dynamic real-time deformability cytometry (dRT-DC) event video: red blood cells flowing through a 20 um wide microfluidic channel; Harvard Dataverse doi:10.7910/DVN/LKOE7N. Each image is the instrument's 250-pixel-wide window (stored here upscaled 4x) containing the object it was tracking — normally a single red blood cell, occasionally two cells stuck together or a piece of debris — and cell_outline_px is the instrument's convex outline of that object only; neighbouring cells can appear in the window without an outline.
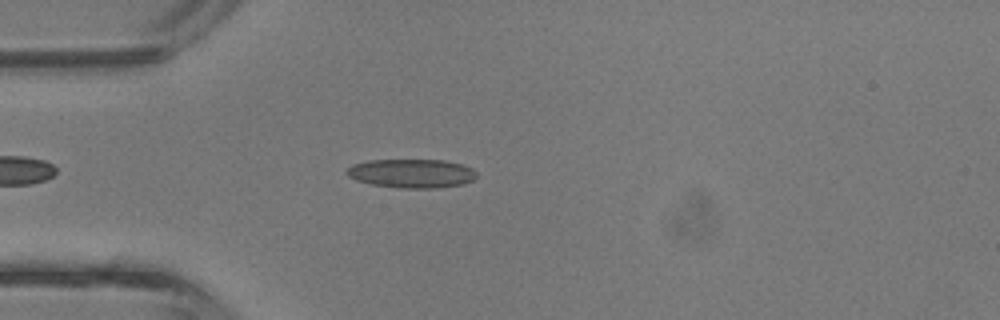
{"species": "common noctule bat (a hibernating species)", "species_latin": "Nyctalus noctula", "temperature_condition": "room temperature", "stored_images_in_passage": 30, "camera_frame_rate_fps": 3000, "um_per_image_px": 0.085, "animal": {"sex": "male", "body_mass_g": 13.3}, "frame": {"image": 1, "passage_image": 1, "time_ms": 0.0, "image_size_px": [1000, 320], "cell_outline_px": [[476, 176], [472, 180], [464, 184], [436, 188], [400, 188], [372, 184], [356, 180], [348, 176], [344, 172], [352, 164], [368, 160], [444, 160], [460, 164], [472, 168], [476, 172]], "centroid_in_image_um": [34.97, 14.74], "position_along_channel_um": 50.0, "area_um2": 21.85}}
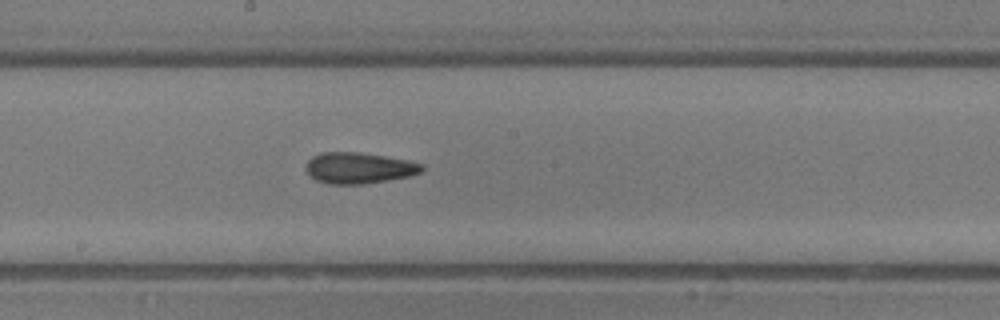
{"frame": {"image": 2, "passage_image": 12, "time_ms": 3.667, "image_size_px": [1000, 320], "cell_outline_px": [[424, 168], [420, 172], [408, 176], [388, 180], [364, 184], [328, 184], [316, 180], [304, 168], [308, 160], [312, 156], [320, 152], [356, 152], [384, 156], [408, 160], [424, 164]], "centroid_in_image_um": [30.49, 14.27], "position_along_channel_um": 217.7, "area_um2": 20.98}}
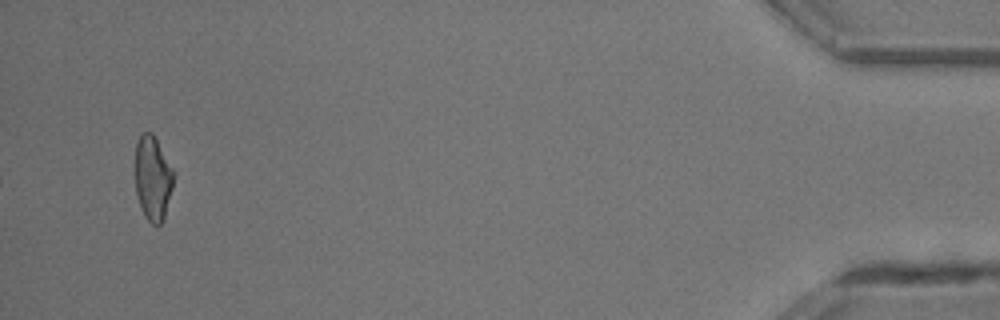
{"frame": {"image": 3, "passage_image": 30, "time_ms": 9.667, "image_size_px": [1000, 320], "cell_outline_px": [[172, 188], [164, 220], [160, 224], [152, 224], [144, 216], [136, 192], [136, 140], [144, 132], [152, 132], [172, 168]], "centroid_in_image_um": [12.97, 15.16], "position_along_channel_um": 422.2, "area_um2": 18.5}, "authors_computed_cell_mechanics": {"area_um2": 20.2589, "velocity_mm_per_s": 4.8446, "shape_relaxation_time_tau1_ms": null, "shape_relaxation_time_tau2_ms": 4.093, "deformation_change_tau1": null, "deformation_change_tau2": 0.1501}}